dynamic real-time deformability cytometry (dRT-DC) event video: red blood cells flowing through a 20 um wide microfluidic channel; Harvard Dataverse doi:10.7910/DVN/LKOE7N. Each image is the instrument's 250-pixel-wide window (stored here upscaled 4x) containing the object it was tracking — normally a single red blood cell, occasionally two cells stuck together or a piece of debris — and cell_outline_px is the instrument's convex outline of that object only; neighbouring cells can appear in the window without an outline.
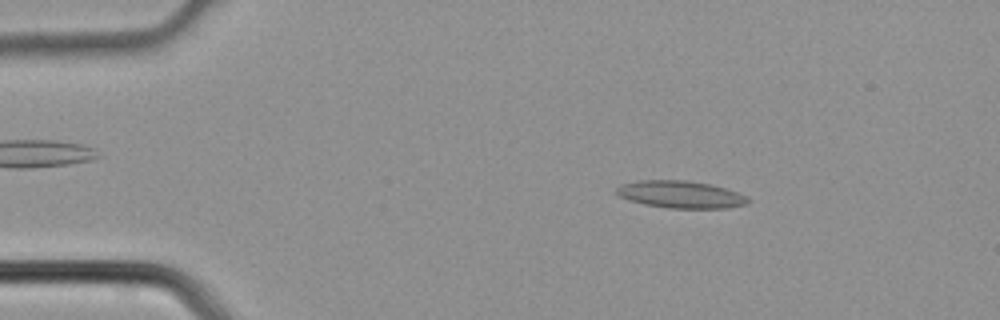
{"species": "common noctule bat (a hibernating species)", "species_latin": "Nyctalus noctula", "temperature_condition": "cold", "stored_images_in_passage": 3, "camera_frame_rate_fps": 3000, "um_per_image_px": 0.085, "animal": {"sex": "male", "body_mass_g": 21.5, "forearm_length_mm": 52.0}, "frame": {"image": 1, "passage_image": 1, "time_ms": 0.0, "image_size_px": [1000, 320], "cell_outline_px": [[752, 200], [748, 204], [728, 208], [668, 208], [644, 204], [628, 200], [620, 196], [616, 192], [616, 188], [620, 184], [636, 180], [688, 180], [708, 184], [724, 188], [748, 196]], "centroid_in_image_um": [57.86, 16.53], "position_along_channel_um": 27.1, "area_um2": 21.04}}
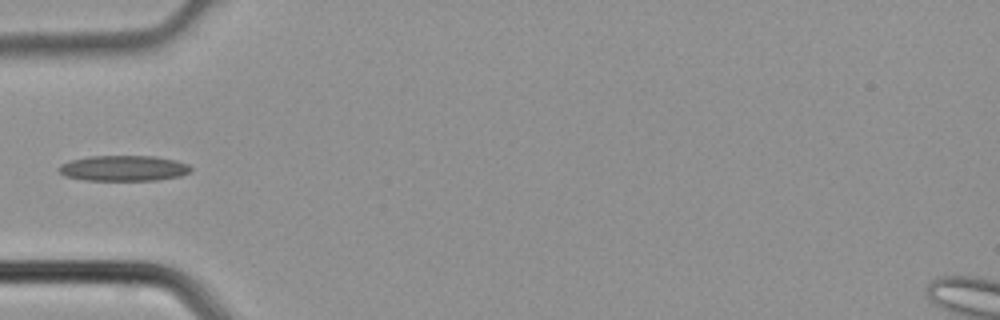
{"frame": {"image": 2, "passage_image": 3, "time_ms": 0.667, "image_size_px": [1000, 320], "cell_outline_px": [[192, 168], [188, 172], [180, 176], [156, 180], [84, 180], [64, 176], [56, 168], [60, 164], [72, 160], [88, 156], [156, 156], [176, 160], [188, 164]], "centroid_in_image_um": [10.48, 14.29], "position_along_channel_um": 74.5, "area_um2": 19.71}}